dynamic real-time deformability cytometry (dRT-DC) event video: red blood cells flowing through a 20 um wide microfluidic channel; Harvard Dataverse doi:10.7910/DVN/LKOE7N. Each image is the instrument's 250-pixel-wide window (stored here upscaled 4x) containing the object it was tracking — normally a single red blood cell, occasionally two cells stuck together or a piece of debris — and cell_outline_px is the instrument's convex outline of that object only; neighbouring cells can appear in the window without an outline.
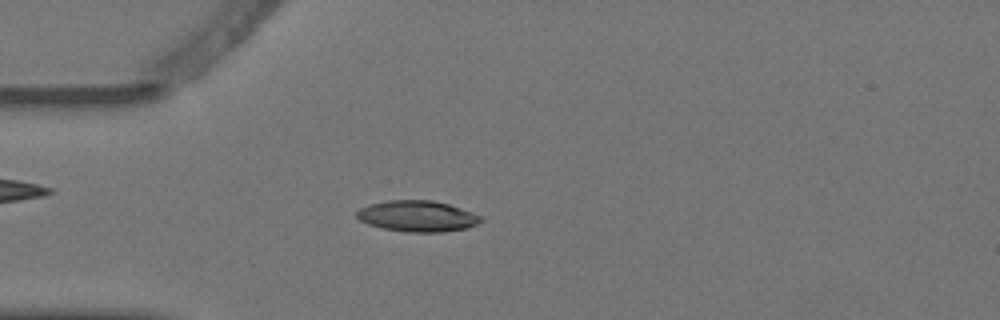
{"species": "Egyptian fruit bat (a non-hibernating species)", "species_latin": "Rousettus aegyptiacus", "temperature_condition": "warm", "stored_images_in_passage": 4, "camera_frame_rate_fps": 3000, "um_per_image_px": 0.085, "animal": {"sex": "female"}, "frame": {"image": 1, "passage_image": 3, "time_ms": 0.667, "image_size_px": [1000, 320], "cell_outline_px": [[484, 220], [468, 228], [444, 232], [408, 232], [384, 228], [368, 224], [360, 220], [356, 216], [356, 212], [360, 208], [372, 204], [388, 200], [432, 200], [448, 204], [460, 208], [480, 216]], "centroid_in_image_um": [35.48, 18.38], "position_along_channel_um": 49.5, "area_um2": 22.25}}